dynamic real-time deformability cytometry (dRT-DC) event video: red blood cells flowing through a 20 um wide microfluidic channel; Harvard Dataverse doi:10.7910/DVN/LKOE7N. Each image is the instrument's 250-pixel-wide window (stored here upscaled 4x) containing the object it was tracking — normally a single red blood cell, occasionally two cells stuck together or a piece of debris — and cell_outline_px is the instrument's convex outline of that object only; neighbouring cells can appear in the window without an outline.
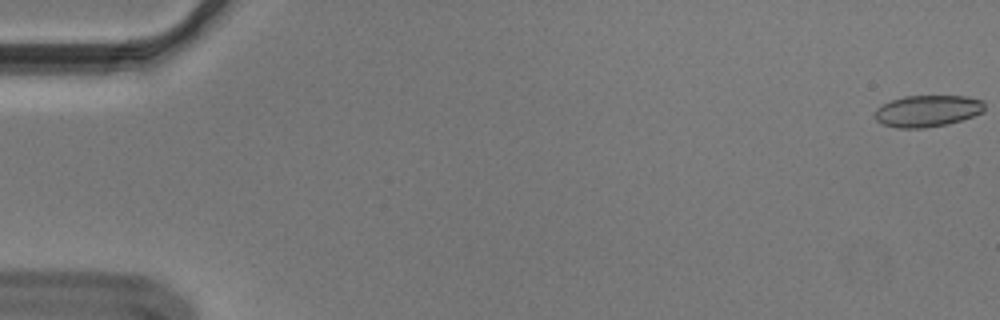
{"species": "Egyptian fruit bat (a non-hibernating species)", "species_latin": "Rousettus aegyptiacus", "temperature_condition": "cold", "stored_images_in_passage": 56, "camera_frame_rate_fps": 3000, "um_per_image_px": 0.085, "animal": {"sex": "male"}, "frame": {"image": 1, "passage_image": 1, "time_ms": 0.0, "image_size_px": [1000, 320], "cell_outline_px": [[984, 112], [948, 124], [924, 128], [896, 128], [880, 124], [872, 116], [876, 108], [892, 100], [904, 96], [968, 96], [980, 100], [984, 104]], "centroid_in_image_um": [78.78, 9.44], "position_along_channel_um": 6.2, "area_um2": 20.35}}
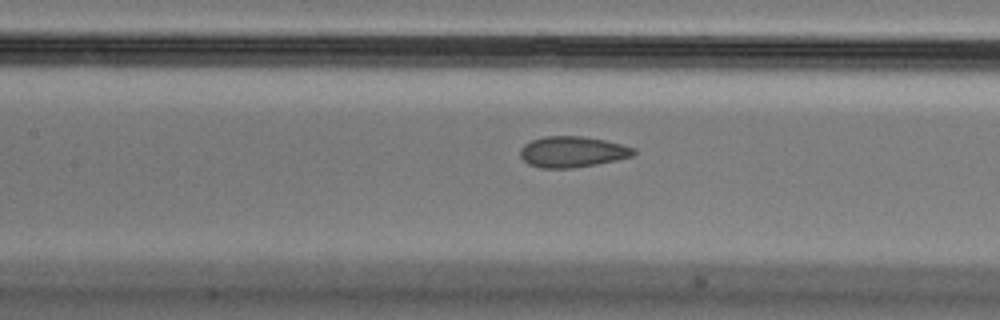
{"frame": {"image": 2, "passage_image": 26, "time_ms": 8.333, "image_size_px": [1000, 320], "cell_outline_px": [[636, 152], [632, 156], [616, 160], [596, 164], [572, 168], [540, 168], [528, 164], [520, 156], [520, 148], [524, 144], [532, 140], [544, 136], [580, 136], [604, 140], [636, 148]], "centroid_in_image_um": [48.63, 12.9], "position_along_channel_um": 158.8, "area_um2": 20.4}}
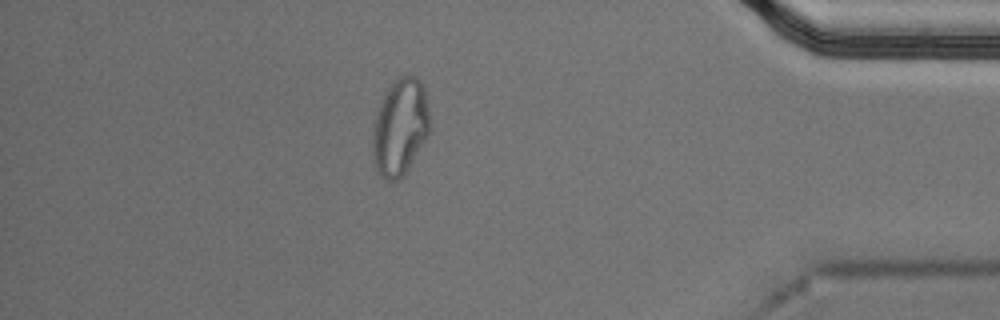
{"frame": {"image": 3, "passage_image": 49, "time_ms": 16.0, "image_size_px": [1000, 320], "cell_outline_px": [[428, 136], [404, 176], [396, 180], [384, 180], [376, 168], [372, 156], [372, 136], [376, 112], [388, 88], [396, 76], [416, 76], [420, 80], [424, 88], [428, 112]], "centroid_in_image_um": [33.99, 10.82], "position_along_channel_um": 401.2, "area_um2": 32.14}, "authors_computed_cell_mechanics": {"area_um2": 20.9236, "velocity_mm_per_s": 3.6386, "shape_relaxation_time_tau1_ms": null, "shape_relaxation_time_tau2_ms": 0.9503, "deformation_change_tau1": null, "deformation_change_tau2": 0.0679}}